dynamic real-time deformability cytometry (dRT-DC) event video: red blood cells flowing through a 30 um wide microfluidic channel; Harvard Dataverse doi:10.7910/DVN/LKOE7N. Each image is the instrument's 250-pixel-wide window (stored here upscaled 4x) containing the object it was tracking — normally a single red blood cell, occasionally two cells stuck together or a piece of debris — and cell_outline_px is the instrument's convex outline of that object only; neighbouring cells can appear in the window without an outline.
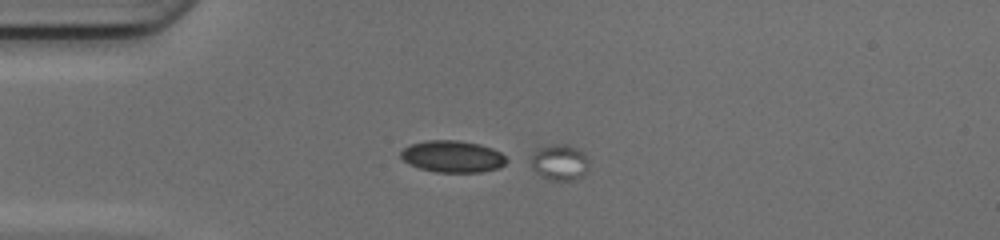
{"species": "common noctule bat (a hibernating species)", "species_latin": "Nyctalus noctula", "temperature_condition": "cold", "stored_images_in_passage": 4, "segment_of_instrument_passage": [2, 2], "camera_frame_rate_fps": 3000, "um_per_image_px": 0.085, "animal": {"sex": "female", "body_mass_g": 17.0, "forearm_length_mm": 48.0}, "frame": {"image": 1, "passage_image": 4, "time_ms": 1.0, "image_size_px": [1000, 240], "cell_outline_px": [[588, 168], [584, 176], [576, 180], [548, 180], [540, 176], [532, 168], [532, 156], [540, 148], [552, 144], [568, 144], [584, 152], [588, 160]], "centroid_in_image_um": [47.61, 13.82], "position_along_channel_um": 37.4, "area_um2": 12.2}}